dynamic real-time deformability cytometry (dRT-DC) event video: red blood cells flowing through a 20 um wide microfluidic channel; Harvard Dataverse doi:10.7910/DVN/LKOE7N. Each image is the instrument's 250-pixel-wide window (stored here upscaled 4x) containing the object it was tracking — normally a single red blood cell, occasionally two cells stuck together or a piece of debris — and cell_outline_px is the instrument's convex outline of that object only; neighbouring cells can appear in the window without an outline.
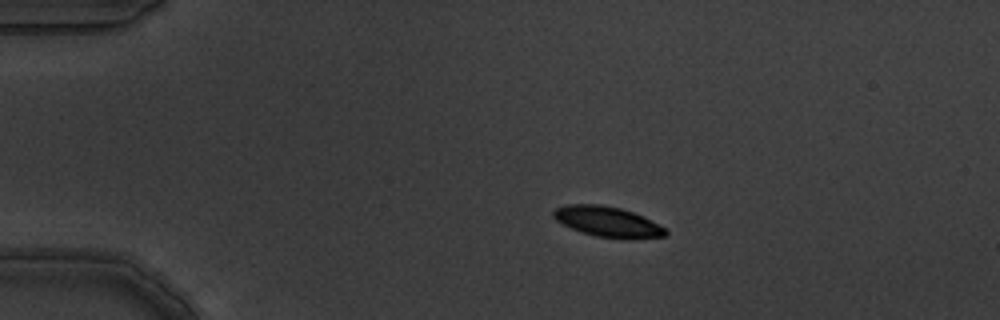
{"species": "common noctule bat (a hibernating species)", "species_latin": "Nyctalus noctula", "temperature_condition": "warm", "stored_images_in_passage": 6, "camera_frame_rate_fps": 3000, "um_per_image_px": 0.085, "animal": {"sex": "male", "body_mass_g": 19.5, "forearm_length_mm": 54.6}, "frame": {"image": 1, "passage_image": 3, "time_ms": 0.667, "image_size_px": [1000, 320], "cell_outline_px": [[668, 236], [632, 240], [620, 240], [596, 236], [580, 232], [556, 220], [552, 216], [552, 212], [556, 208], [568, 204], [600, 204], [620, 208], [644, 216], [668, 228]], "centroid_in_image_um": [51.73, 18.88], "position_along_channel_um": 33.3, "area_um2": 20.4}}
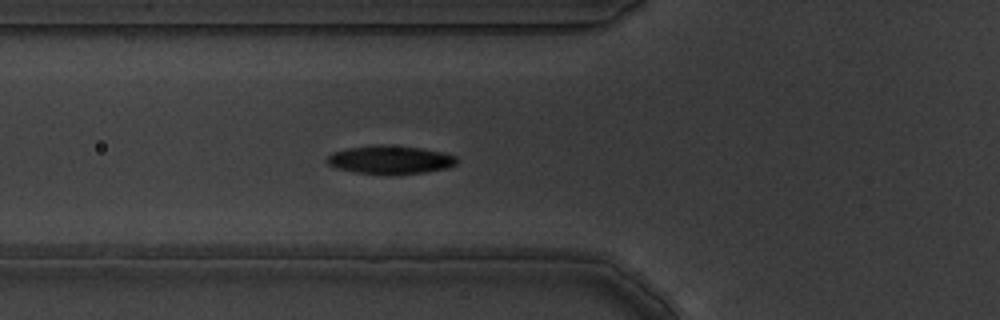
{"frame": {"image": 2, "passage_image": 6, "time_ms": 1.667, "image_size_px": [1000, 320], "cell_outline_px": [[456, 164], [448, 168], [424, 172], [356, 172], [336, 168], [328, 164], [324, 160], [332, 152], [348, 148], [372, 144], [388, 144], [420, 148], [444, 152], [456, 156]], "centroid_in_image_um": [33.14, 13.53], "position_along_channel_um": 92.7, "area_um2": 20.98}}